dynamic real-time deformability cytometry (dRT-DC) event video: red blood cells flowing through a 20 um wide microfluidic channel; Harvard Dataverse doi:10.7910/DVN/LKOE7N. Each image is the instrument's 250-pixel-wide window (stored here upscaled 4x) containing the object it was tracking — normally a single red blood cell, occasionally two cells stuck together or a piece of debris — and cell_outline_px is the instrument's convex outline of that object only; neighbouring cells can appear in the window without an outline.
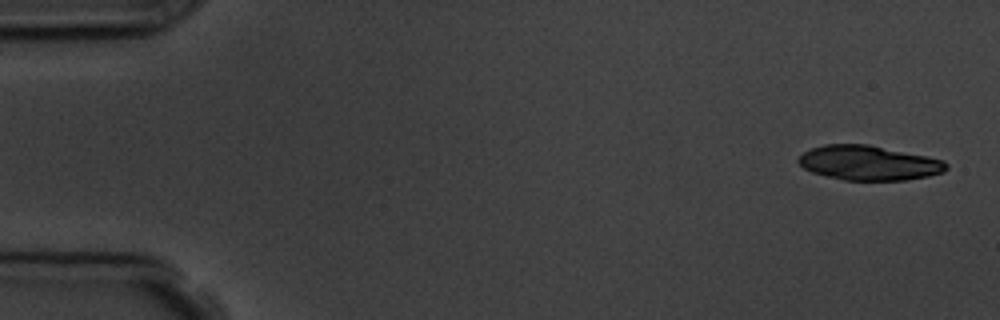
{"species": "common noctule bat (a hibernating species)", "species_latin": "Nyctalus noctula", "temperature_condition": "room temperature", "stored_images_in_passage": 5, "camera_frame_rate_fps": 3000, "um_per_image_px": 0.085, "animal": {"sex": "male", "body_mass_g": 19.5, "forearm_length_mm": 54.6}, "frame": {"image": 1, "passage_image": 1, "time_ms": 0.0, "image_size_px": [1000, 320], "cell_outline_px": [[948, 168], [944, 172], [928, 176], [904, 180], [844, 180], [812, 172], [804, 168], [796, 160], [804, 152], [812, 148], [824, 144], [868, 144], [928, 156], [944, 160], [948, 164]], "centroid_in_image_um": [73.87, 13.84], "position_along_channel_um": 11.1, "area_um2": 29.82}}